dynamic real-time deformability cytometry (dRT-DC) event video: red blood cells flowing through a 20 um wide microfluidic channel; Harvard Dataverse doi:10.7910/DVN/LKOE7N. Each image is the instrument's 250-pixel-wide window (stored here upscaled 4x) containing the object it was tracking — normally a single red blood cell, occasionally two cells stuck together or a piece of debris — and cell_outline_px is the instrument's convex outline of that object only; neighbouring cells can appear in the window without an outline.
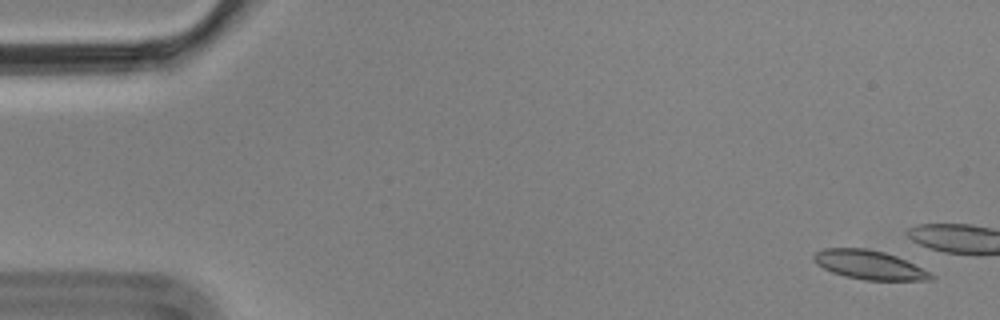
{"species": "Egyptian fruit bat (a non-hibernating species)", "species_latin": "Rousettus aegyptiacus", "temperature_condition": "cold", "stored_images_in_passage": 3, "segment_of_instrument_passage": [2, 2], "camera_frame_rate_fps": 3000, "um_per_image_px": 0.085, "animal": {"sex": "male"}, "frame": {"image": 1, "passage_image": 3, "time_ms": 0.667, "image_size_px": [1000, 320], "cell_outline_px": [[936, 276], [932, 280], [864, 280], [844, 276], [832, 272], [816, 264], [812, 256], [816, 252], [824, 248], [864, 248], [884, 252], [896, 256]], "centroid_in_image_um": [73.84, 22.52], "position_along_channel_um": 11.2, "area_um2": 19.54}}